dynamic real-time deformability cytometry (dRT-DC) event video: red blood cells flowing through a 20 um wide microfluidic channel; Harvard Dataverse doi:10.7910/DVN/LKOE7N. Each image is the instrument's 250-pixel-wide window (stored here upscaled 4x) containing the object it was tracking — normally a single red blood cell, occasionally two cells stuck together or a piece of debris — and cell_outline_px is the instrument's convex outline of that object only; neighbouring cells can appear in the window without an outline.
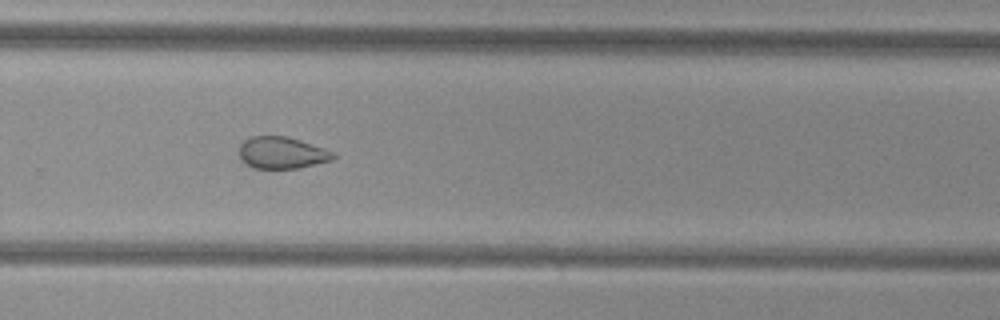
{"species": "common noctule bat (a hibernating species)", "species_latin": "Nyctalus noctula", "temperature_condition": "cold", "stored_images_in_passage": 42, "camera_frame_rate_fps": 3000, "um_per_image_px": 0.085, "animal": {"sex": "female", "body_mass_g": 29.2, "forearm_length_mm": 56.3}, "frame": {"image": 1, "passage_image": 24, "time_ms": 7.667, "image_size_px": [1000, 320], "cell_outline_px": [[336, 156], [332, 160], [300, 168], [252, 168], [240, 160], [240, 144], [244, 140], [252, 136], [288, 136], [336, 152]], "centroid_in_image_um": [23.97, 12.98], "position_along_channel_um": 305.8, "area_um2": 17.57}}